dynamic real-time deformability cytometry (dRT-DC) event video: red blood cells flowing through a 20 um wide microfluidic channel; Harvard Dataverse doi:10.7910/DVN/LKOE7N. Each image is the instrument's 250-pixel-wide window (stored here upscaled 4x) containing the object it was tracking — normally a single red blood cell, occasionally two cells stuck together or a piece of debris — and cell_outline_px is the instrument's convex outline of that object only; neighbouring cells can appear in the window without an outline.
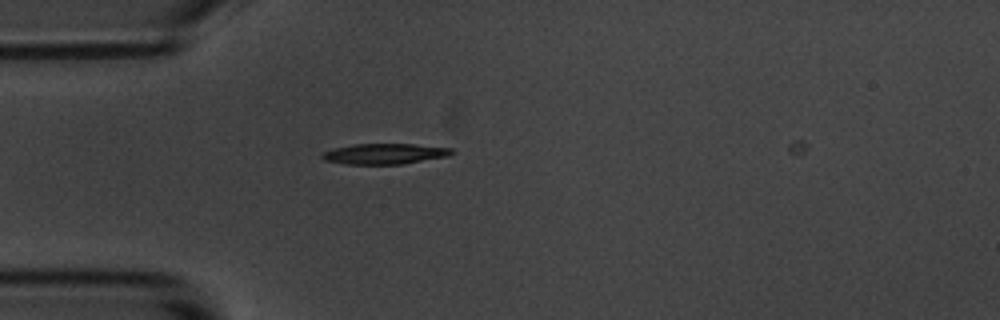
{"species": "common noctule bat (a hibernating species)", "species_latin": "Nyctalus noctula", "temperature_condition": "room temperature", "stored_images_in_passage": 3, "camera_frame_rate_fps": 3000, "um_per_image_px": 0.085, "animal": {"sex": "male", "body_mass_g": 20.1, "forearm_length_mm": 53.5}, "frame": {"image": 1, "passage_image": 2, "time_ms": 1.0, "image_size_px": [1000, 320], "cell_outline_px": [[456, 152], [448, 156], [400, 164], [344, 164], [324, 160], [320, 156], [320, 152], [332, 148], [356, 144], [412, 144], [452, 148]], "centroid_in_image_um": [32.64, 13.07], "position_along_channel_um": 52.4, "area_um2": 15.61}}